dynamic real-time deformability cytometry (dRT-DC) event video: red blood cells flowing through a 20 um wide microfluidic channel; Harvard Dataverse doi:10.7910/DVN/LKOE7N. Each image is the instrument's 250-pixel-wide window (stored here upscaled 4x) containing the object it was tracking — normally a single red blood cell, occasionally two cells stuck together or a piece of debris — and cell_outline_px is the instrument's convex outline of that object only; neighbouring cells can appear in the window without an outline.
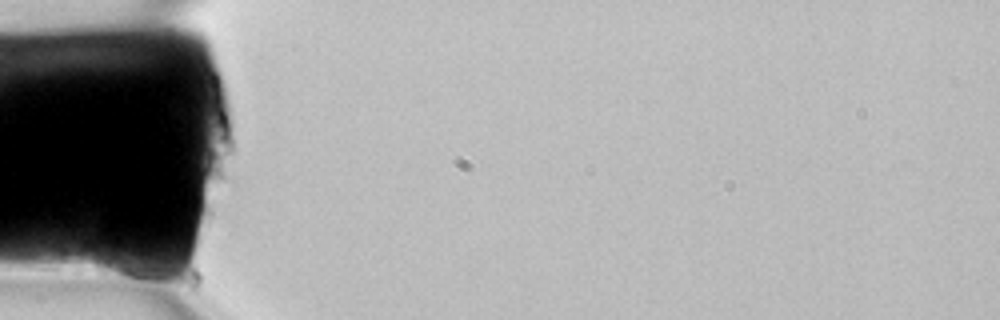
{"species": "common noctule bat (a hibernating species)", "species_latin": "Nyctalus noctula", "temperature_condition": "room temperature", "stored_images_in_passage": 2, "camera_frame_rate_fps": 3000, "um_per_image_px": 0.085, "animal": {"sex": "female", "body_mass_g": 22.7, "forearm_length_mm": 54.2}, "frame": {"image": 1, "passage_image": 1, "time_ms": 0.0, "image_size_px": [1000, 320], "cell_outline_px": [[160, 276], [136, 280], [96, 272], [92, 264], [92, 256], [96, 244], [140, 256], [156, 268]], "centroid_in_image_um": [10.36, 22.45], "position_along_channel_um": 74.6, "area_um2": 10.87}}